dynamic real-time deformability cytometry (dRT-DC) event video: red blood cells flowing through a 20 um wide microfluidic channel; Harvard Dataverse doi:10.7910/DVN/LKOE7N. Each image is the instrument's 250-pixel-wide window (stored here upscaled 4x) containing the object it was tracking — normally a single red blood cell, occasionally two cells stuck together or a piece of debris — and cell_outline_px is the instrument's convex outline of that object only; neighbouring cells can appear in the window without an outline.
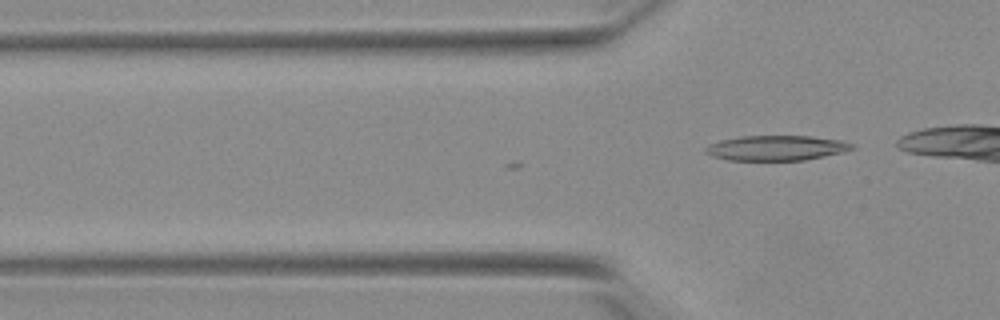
{"species": "Egyptian fruit bat (a non-hibernating species)", "species_latin": "Rousettus aegyptiacus", "temperature_condition": "warm", "stored_images_in_passage": 4, "camera_frame_rate_fps": 3000, "um_per_image_px": 0.085, "animal": {"sex": "female"}, "frame": {"image": 1, "passage_image": 4, "time_ms": 1.0, "image_size_px": [1000, 320], "cell_outline_px": [[856, 148], [844, 152], [804, 160], [728, 160], [712, 156], [704, 152], [704, 148], [708, 144], [720, 140], [740, 136], [812, 136], [840, 140], [852, 144]], "centroid_in_image_um": [65.96, 12.57], "position_along_channel_um": 59.8, "area_um2": 21.44}}